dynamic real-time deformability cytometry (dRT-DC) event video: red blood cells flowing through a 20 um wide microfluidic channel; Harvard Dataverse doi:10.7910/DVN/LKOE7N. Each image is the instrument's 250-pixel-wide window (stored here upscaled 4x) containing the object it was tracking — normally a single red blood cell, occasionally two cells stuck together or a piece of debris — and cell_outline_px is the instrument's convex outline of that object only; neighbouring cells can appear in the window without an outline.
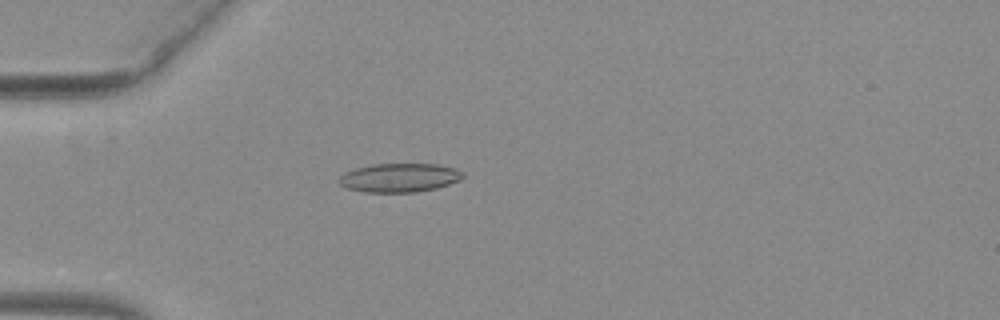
{"species": "common noctule bat (a hibernating species)", "species_latin": "Nyctalus noctula", "temperature_condition": "warm", "stored_images_in_passage": 43, "camera_frame_rate_fps": 3000, "um_per_image_px": 0.085, "animal": {"sex": "female", "body_mass_g": 29.2, "forearm_length_mm": 56.3}, "frame": {"image": 1, "passage_image": 6, "time_ms": 1.667, "image_size_px": [1000, 320], "cell_outline_px": [[464, 176], [460, 180], [436, 188], [416, 192], [364, 192], [348, 188], [340, 184], [336, 180], [344, 172], [356, 168], [372, 164], [440, 164], [456, 168], [464, 172]], "centroid_in_image_um": [33.96, 15.1], "position_along_channel_um": 51.0, "area_um2": 20.92}}
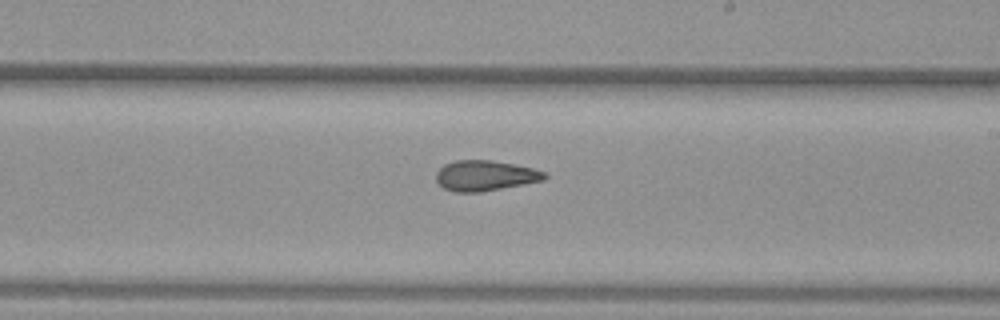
{"frame": {"image": 2, "passage_image": 22, "time_ms": 7.0, "image_size_px": [1000, 320], "cell_outline_px": [[548, 176], [544, 180], [480, 192], [456, 192], [444, 188], [436, 180], [436, 172], [444, 164], [456, 160], [492, 160], [532, 168], [544, 172]], "centroid_in_image_um": [41.21, 14.92], "position_along_channel_um": 247.8, "area_um2": 19.02}}
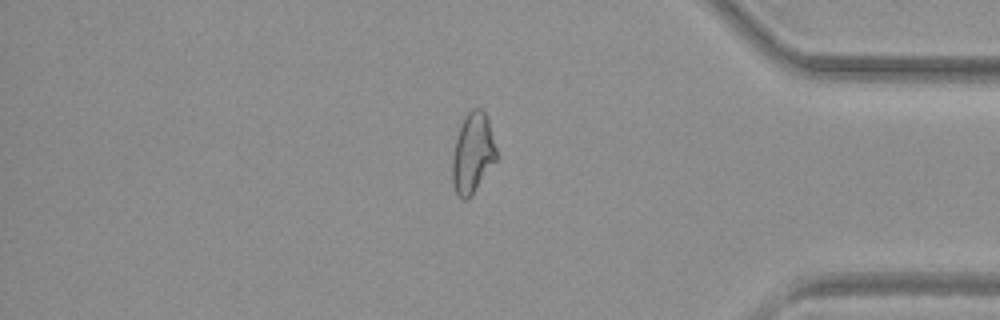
{"frame": {"image": 3, "passage_image": 35, "time_ms": 11.333, "image_size_px": [1000, 320], "cell_outline_px": [[496, 160], [472, 192], [464, 200], [456, 192], [452, 184], [452, 156], [456, 140], [460, 128], [468, 112], [472, 108], [480, 108], [488, 116], [496, 148]], "centroid_in_image_um": [40.18, 12.97], "position_along_channel_um": 395.0, "area_um2": 20.0}, "authors_computed_cell_mechanics": {"area_um2": 20.0566, "velocity_mm_per_s": 3.9751, "shape_relaxation_time_tau1_ms": null, "shape_relaxation_time_tau2_ms": 3.2031, "deformation_change_tau1": null, "deformation_change_tau2": 0.112}}